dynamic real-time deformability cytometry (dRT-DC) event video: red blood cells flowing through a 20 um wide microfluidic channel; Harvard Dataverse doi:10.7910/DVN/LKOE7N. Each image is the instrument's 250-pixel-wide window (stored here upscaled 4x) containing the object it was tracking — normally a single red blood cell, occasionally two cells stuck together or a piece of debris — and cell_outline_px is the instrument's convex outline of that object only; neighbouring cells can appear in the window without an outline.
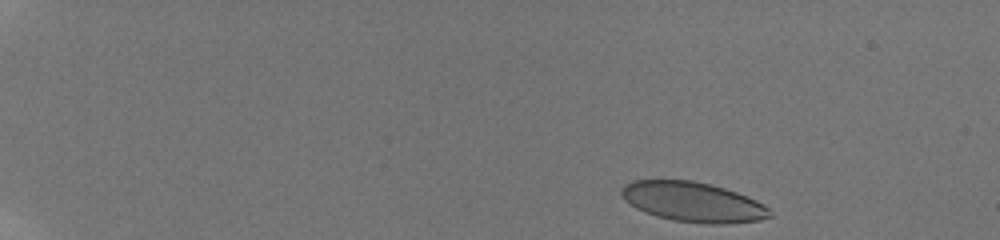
{"species": "human", "species_latin": "Homo sapiens", "temperature_condition": "room temperature", "stored_images_in_passage": 16, "camera_frame_rate_fps": 3000, "um_per_image_px": 0.085, "donor": {"sex": "male"}, "frame": {"image": 1, "passage_image": 1, "time_ms": 0.0, "image_size_px": [1000, 240], "cell_outline_px": [[772, 216], [760, 220], [724, 224], [704, 224], [672, 220], [656, 216], [644, 212], [636, 208], [624, 200], [620, 192], [624, 184], [632, 180], [692, 180], [712, 184], [736, 192], [756, 200], [764, 204], [768, 208]], "centroid_in_image_um": [58.88, 17.17], "position_along_channel_um": 26.1, "area_um2": 34.62}}
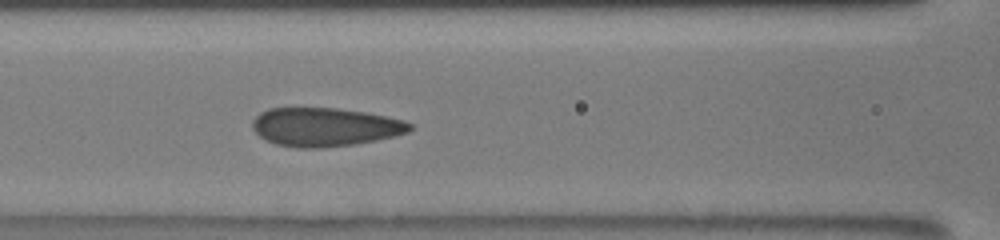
{"frame": {"image": 2, "passage_image": 14, "time_ms": 6.667, "image_size_px": [1000, 240], "cell_outline_px": [[412, 128], [408, 132], [376, 140], [356, 144], [320, 148], [296, 148], [276, 144], [264, 140], [252, 128], [252, 120], [260, 112], [268, 108], [336, 108], [364, 112], [404, 120], [412, 124]], "centroid_in_image_um": [27.58, 10.8], "position_along_channel_um": 139.0, "area_um2": 35.43}}
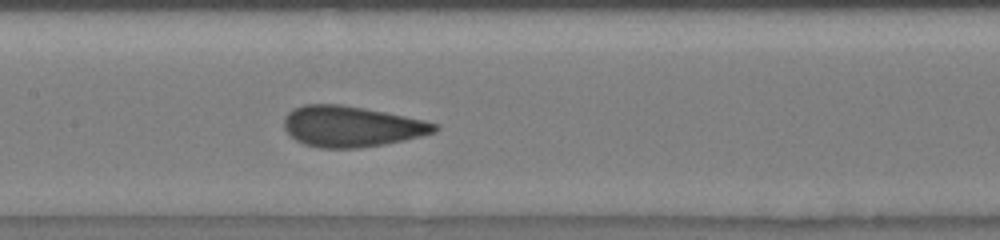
{"frame": {"image": 3, "passage_image": 16, "time_ms": 7.667, "image_size_px": [1000, 240], "cell_outline_px": [[440, 128], [436, 132], [404, 140], [384, 144], [356, 148], [320, 148], [304, 144], [296, 140], [284, 128], [284, 116], [292, 108], [304, 104], [340, 104], [364, 108], [424, 120], [440, 124]], "centroid_in_image_um": [29.87, 10.74], "position_along_channel_um": 177.5, "area_um2": 35.84}}